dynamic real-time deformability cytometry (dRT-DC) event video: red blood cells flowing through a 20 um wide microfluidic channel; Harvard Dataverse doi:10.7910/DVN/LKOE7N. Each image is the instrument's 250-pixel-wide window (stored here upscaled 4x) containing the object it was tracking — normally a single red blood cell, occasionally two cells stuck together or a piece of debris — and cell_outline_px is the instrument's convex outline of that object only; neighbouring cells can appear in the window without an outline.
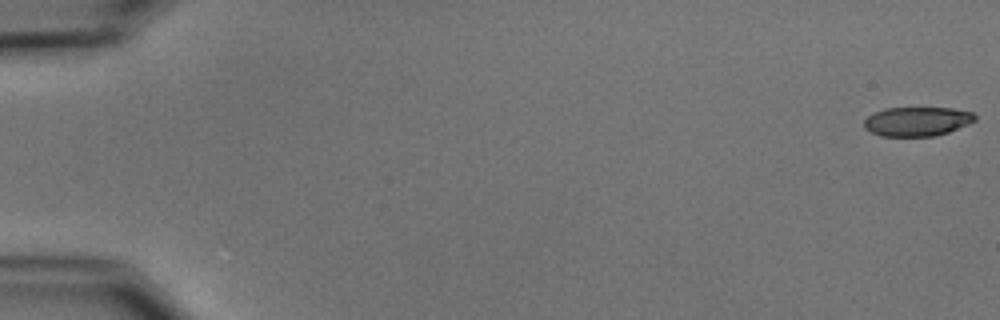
{"species": "common noctule bat (a hibernating species)", "species_latin": "Nyctalus noctula", "temperature_condition": "cold", "stored_images_in_passage": 6, "camera_frame_rate_fps": 3000, "um_per_image_px": 0.085, "animal": {"sex": "male", "body_mass_g": 15.6}, "frame": {"image": 1, "passage_image": 1, "time_ms": 0.0, "image_size_px": [1000, 320], "cell_outline_px": [[976, 120], [968, 124], [948, 132], [936, 136], [880, 136], [864, 128], [864, 120], [868, 116], [884, 108], [952, 108], [972, 112], [976, 116]], "centroid_in_image_um": [77.96, 10.32], "position_along_channel_um": 7.0, "area_um2": 18.84}}
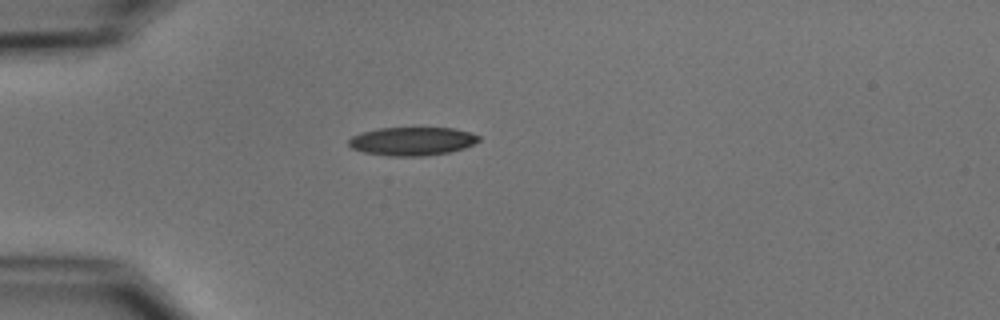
{"frame": {"image": 2, "passage_image": 5, "time_ms": 5.0, "image_size_px": [1000, 320], "cell_outline_px": [[480, 140], [464, 148], [448, 152], [424, 156], [388, 156], [364, 152], [352, 148], [348, 144], [348, 140], [352, 136], [364, 132], [380, 128], [452, 128], [468, 132], [480, 136]], "centroid_in_image_um": [35.02, 12.01], "position_along_channel_um": 50.0, "area_um2": 21.33}}